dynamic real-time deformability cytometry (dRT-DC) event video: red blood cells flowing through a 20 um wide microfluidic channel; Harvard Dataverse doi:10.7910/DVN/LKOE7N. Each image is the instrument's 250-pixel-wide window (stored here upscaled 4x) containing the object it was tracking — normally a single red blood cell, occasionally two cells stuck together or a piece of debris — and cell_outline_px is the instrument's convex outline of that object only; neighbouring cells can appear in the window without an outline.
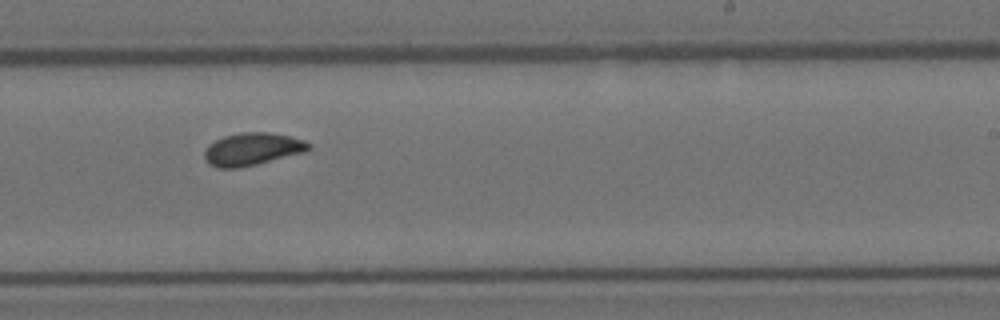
{"species": "Egyptian fruit bat (a non-hibernating species)", "species_latin": "Rousettus aegyptiacus", "temperature_condition": "room temperature", "stored_images_in_passage": 16, "camera_frame_rate_fps": 3000, "um_per_image_px": 0.085, "animal": {"sex": "female"}, "frame": {"image": 1, "passage_image": 10, "time_ms": 11.333, "image_size_px": [1000, 320], "cell_outline_px": [[312, 148], [304, 152], [256, 164], [236, 168], [220, 168], [208, 164], [204, 160], [204, 152], [208, 144], [224, 136], [240, 132], [268, 132], [288, 136], [304, 140], [312, 144]], "centroid_in_image_um": [21.42, 12.67], "position_along_channel_um": 267.6, "area_um2": 19.77}}
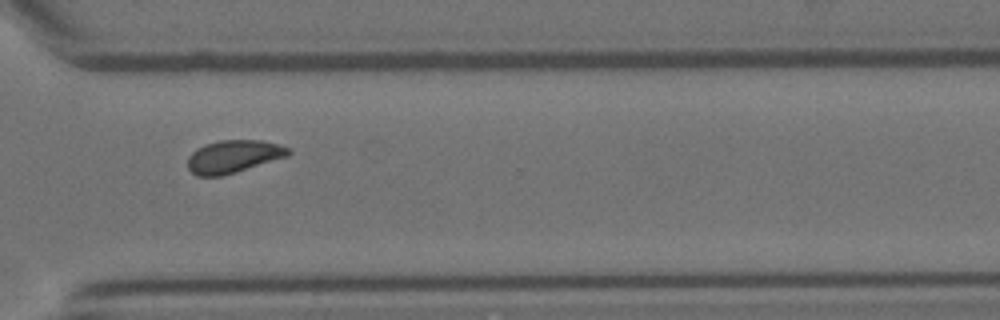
{"frame": {"image": 2, "passage_image": 12, "time_ms": 13.667, "image_size_px": [1000, 320], "cell_outline_px": [[292, 152], [288, 156], [236, 172], [220, 176], [196, 176], [188, 168], [188, 156], [196, 148], [204, 144], [220, 140], [260, 140], [280, 144], [288, 148]], "centroid_in_image_um": [19.83, 13.29], "position_along_channel_um": 350.8, "area_um2": 19.25}}
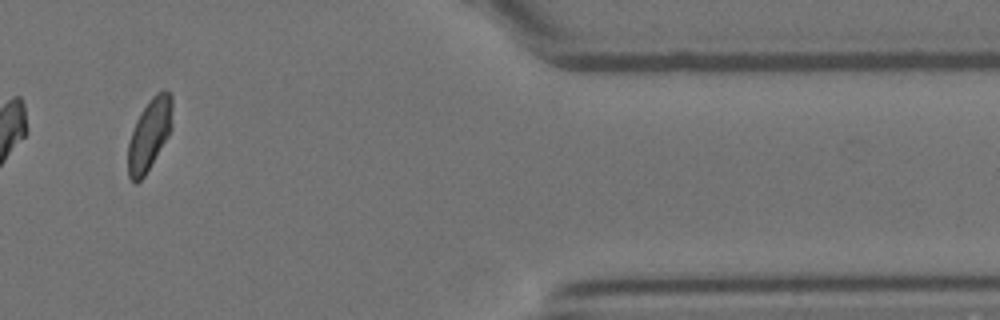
{"frame": {"image": 3, "passage_image": 14, "time_ms": 16.0, "image_size_px": [1000, 320], "cell_outline_px": [[172, 128], [168, 136], [144, 176], [136, 184], [128, 176], [128, 144], [136, 120], [140, 112], [152, 96], [156, 92], [168, 92], [172, 96]], "centroid_in_image_um": [12.7, 11.42], "position_along_channel_um": 398.7, "area_um2": 18.26}, "authors_computed_cell_mechanics": {"area_um2": 19.1029, "velocity_mm_per_s": 3.5653, "shape_relaxation_time_tau1_ms": null, "shape_relaxation_time_tau2_ms": 3.3874, "deformation_change_tau1": null, "deformation_change_tau2": 0.0488}}